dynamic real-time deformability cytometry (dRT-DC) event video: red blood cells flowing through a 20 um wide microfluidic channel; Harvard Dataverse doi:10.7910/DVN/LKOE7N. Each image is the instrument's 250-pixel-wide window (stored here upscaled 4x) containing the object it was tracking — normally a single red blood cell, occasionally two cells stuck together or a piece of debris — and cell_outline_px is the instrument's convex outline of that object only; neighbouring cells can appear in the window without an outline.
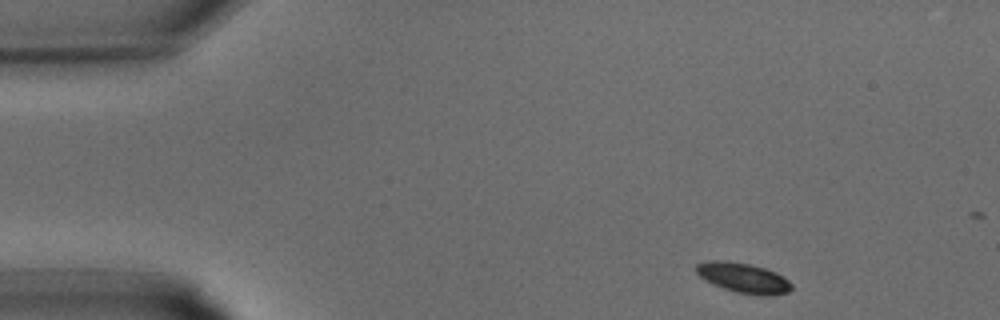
{"species": "common noctule bat (a hibernating species)", "species_latin": "Nyctalus noctula", "temperature_condition": "warm", "stored_images_in_passage": 7, "camera_frame_rate_fps": 3000, "um_per_image_px": 0.085, "animal": {"sex": "male", "body_mass_g": 15.6}, "frame": {"image": 1, "passage_image": 1, "time_ms": 0.0, "image_size_px": [1000, 320], "cell_outline_px": [[792, 288], [788, 292], [772, 296], [764, 296], [736, 292], [724, 288], [700, 276], [696, 272], [696, 264], [708, 260], [724, 260], [748, 264], [764, 268], [776, 272], [784, 276], [792, 284]], "centroid_in_image_um": [63.23, 23.62], "position_along_channel_um": 21.8, "area_um2": 16.53}}
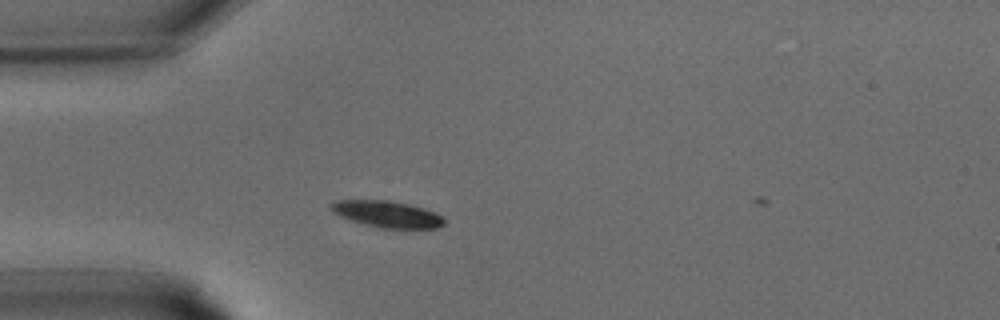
{"frame": {"image": 2, "passage_image": 6, "time_ms": 1.667, "image_size_px": [1000, 320], "cell_outline_px": [[444, 224], [440, 228], [380, 228], [364, 224], [340, 216], [332, 212], [328, 204], [340, 200], [388, 200], [408, 204], [424, 208], [436, 212], [444, 220]], "centroid_in_image_um": [32.9, 18.2], "position_along_channel_um": 52.1, "area_um2": 17.46}}